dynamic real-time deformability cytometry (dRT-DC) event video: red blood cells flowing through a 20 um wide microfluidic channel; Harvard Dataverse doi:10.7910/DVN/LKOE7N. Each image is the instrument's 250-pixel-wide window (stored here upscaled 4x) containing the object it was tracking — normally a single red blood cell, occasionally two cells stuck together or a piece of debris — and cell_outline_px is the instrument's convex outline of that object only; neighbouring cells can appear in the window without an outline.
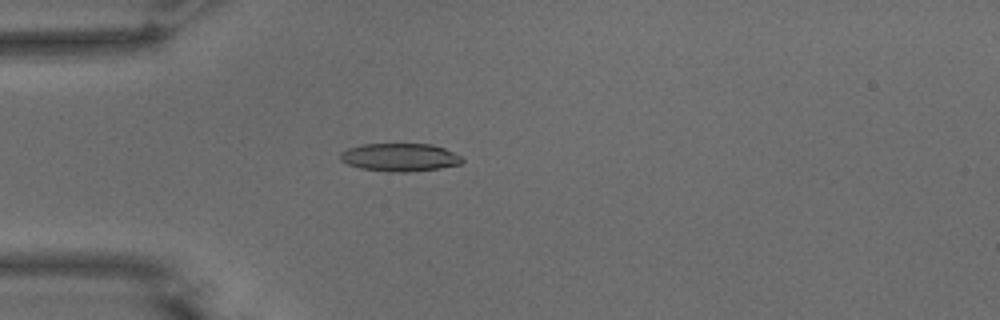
{"species": "common noctule bat (a hibernating species)", "species_latin": "Nyctalus noctula", "temperature_condition": "warm", "stored_images_in_passage": 55, "camera_frame_rate_fps": 3000, "um_per_image_px": 0.085, "animal": {"sex": "male", "body_mass_g": 15.6}, "frame": {"image": 1, "passage_image": 16, "time_ms": 5.0, "image_size_px": [1000, 320], "cell_outline_px": [[464, 160], [460, 164], [440, 168], [408, 172], [388, 172], [360, 168], [348, 164], [340, 160], [340, 152], [348, 148], [364, 144], [432, 144], [444, 148], [460, 156]], "centroid_in_image_um": [33.97, 13.37], "position_along_channel_um": 51.0, "area_um2": 19.88}}
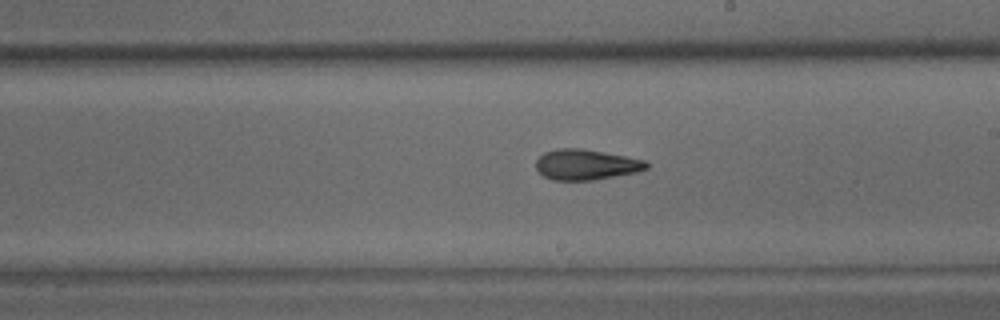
{"frame": {"image": 2, "passage_image": 32, "time_ms": 10.333, "image_size_px": [1000, 320], "cell_outline_px": [[648, 168], [636, 172], [592, 180], [552, 180], [544, 176], [536, 168], [536, 160], [544, 152], [560, 148], [580, 148], [648, 160]], "centroid_in_image_um": [49.82, 13.99], "position_along_channel_um": 239.2, "area_um2": 19.54}}
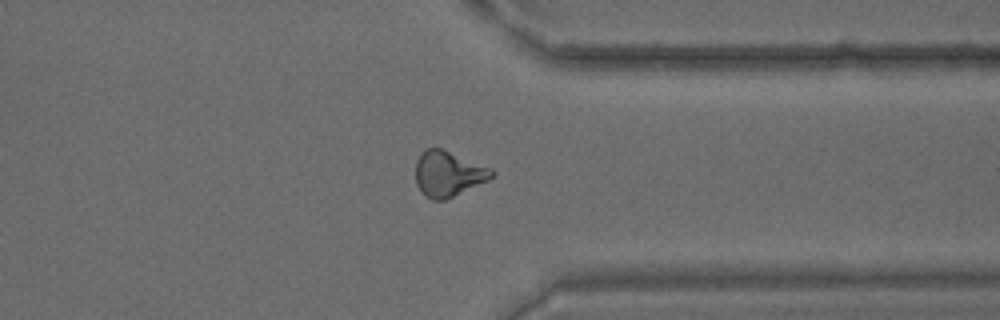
{"frame": {"image": 3, "passage_image": 43, "time_ms": 14.0, "image_size_px": [1000, 320], "cell_outline_px": [[496, 176], [488, 180], [444, 200], [432, 200], [424, 196], [420, 192], [416, 184], [416, 160], [428, 148], [440, 148], [492, 168], [496, 172]], "centroid_in_image_um": [38.11, 14.79], "position_along_channel_um": 373.3, "area_um2": 20.06}, "authors_computed_cell_mechanics": {"area_um2": 19.7098, "velocity_mm_per_s": 3.7322, "shape_relaxation_time_tau1_ms": null, "shape_relaxation_time_tau2_ms": 3.2097, "deformation_change_tau1": null, "deformation_change_tau2": 0.1253}}